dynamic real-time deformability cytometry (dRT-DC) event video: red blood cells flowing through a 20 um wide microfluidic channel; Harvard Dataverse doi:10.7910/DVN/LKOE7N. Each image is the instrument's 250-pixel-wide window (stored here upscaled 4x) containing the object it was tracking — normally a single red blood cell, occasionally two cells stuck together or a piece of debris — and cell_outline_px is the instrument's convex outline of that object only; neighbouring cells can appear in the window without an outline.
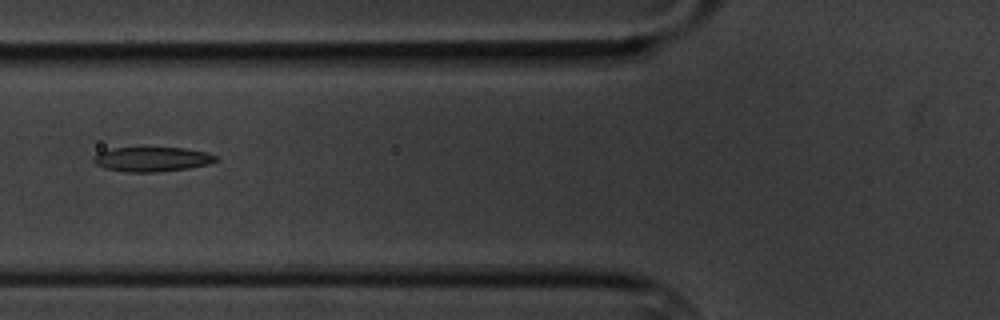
{"species": "common noctule bat (a hibernating species)", "species_latin": "Nyctalus noctula", "temperature_condition": "cold", "stored_images_in_passage": 12, "camera_frame_rate_fps": 3000, "um_per_image_px": 0.085, "animal": {"sex": "male", "body_mass_g": 20.1, "forearm_length_mm": 53.5}, "frame": {"image": 1, "passage_image": 3, "time_ms": 3.0, "image_size_px": [1000, 320], "cell_outline_px": [[220, 160], [208, 164], [188, 168], [156, 172], [128, 172], [104, 168], [96, 164], [92, 160], [92, 156], [96, 152], [112, 148], [140, 144], [184, 148], [208, 152], [216, 156]], "centroid_in_image_um": [12.87, 13.47], "position_along_channel_um": 112.9, "area_um2": 18.67}}
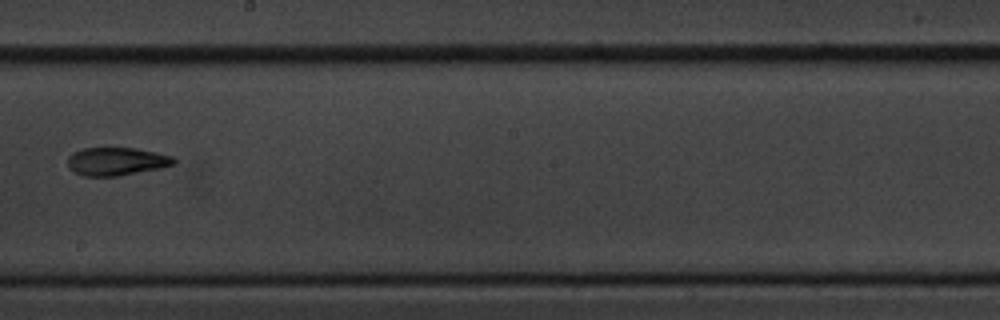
{"frame": {"image": 2, "passage_image": 6, "time_ms": 6.667, "image_size_px": [1000, 320], "cell_outline_px": [[176, 164], [160, 168], [120, 176], [84, 176], [68, 168], [68, 156], [72, 152], [80, 148], [108, 144], [136, 148], [156, 152], [172, 156], [176, 160]], "centroid_in_image_um": [9.86, 13.66], "position_along_channel_um": 238.3, "area_um2": 18.32}}
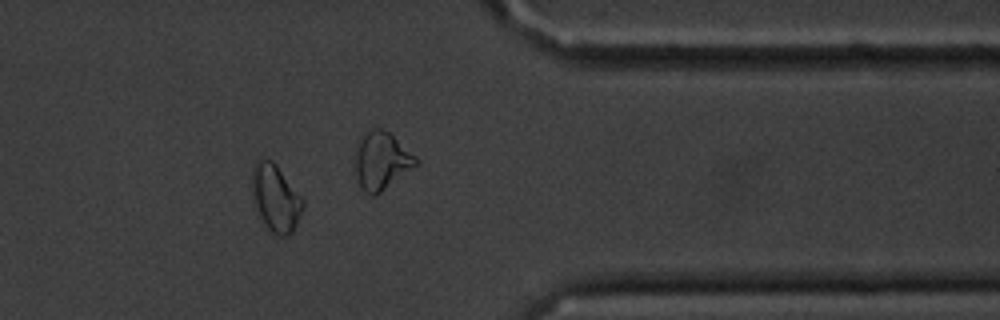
{"frame": {"image": 3, "passage_image": 10, "time_ms": 11.0, "image_size_px": [1000, 320], "cell_outline_px": [[304, 204], [296, 224], [292, 232], [288, 236], [276, 236], [260, 220], [256, 208], [252, 192], [252, 168], [256, 160], [260, 156], [272, 160], [276, 164], [304, 200]], "centroid_in_image_um": [23.4, 16.81], "position_along_channel_um": 388.0, "area_um2": 20.0}, "authors_computed_cell_mechanics": {"area_um2": 18.1203, "velocity_mm_per_s": 3.409, "shape_relaxation_time_tau1_ms": 4.7856, "shape_relaxation_time_tau2_ms": 4.7764, "deformation_change_tau1": 0.1185, "deformation_change_tau2": 0.1168}}